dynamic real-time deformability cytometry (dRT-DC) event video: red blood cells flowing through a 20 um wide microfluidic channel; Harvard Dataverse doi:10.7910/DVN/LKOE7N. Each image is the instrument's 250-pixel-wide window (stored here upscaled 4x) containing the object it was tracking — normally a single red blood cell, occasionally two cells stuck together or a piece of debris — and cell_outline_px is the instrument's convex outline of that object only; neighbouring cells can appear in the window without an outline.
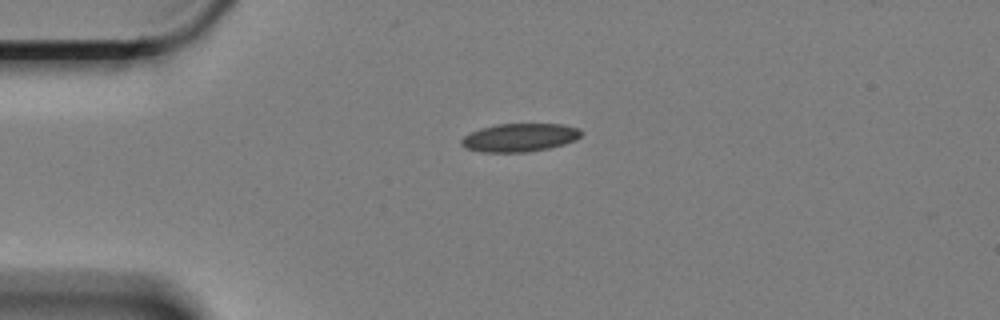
{"species": "Egyptian fruit bat (a non-hibernating species)", "species_latin": "Rousettus aegyptiacus", "temperature_condition": "cold", "stored_images_in_passage": 38, "camera_frame_rate_fps": 3000, "um_per_image_px": 0.085, "animal": {"sex": "female"}, "frame": {"image": 1, "passage_image": 1, "time_ms": 0.0, "image_size_px": [1000, 320], "cell_outline_px": [[584, 132], [576, 140], [564, 144], [548, 148], [528, 152], [480, 152], [464, 148], [460, 144], [460, 140], [464, 136], [480, 128], [496, 124], [564, 124], [580, 128]], "centroid_in_image_um": [44.18, 11.69], "position_along_channel_um": 40.8, "area_um2": 19.94}}
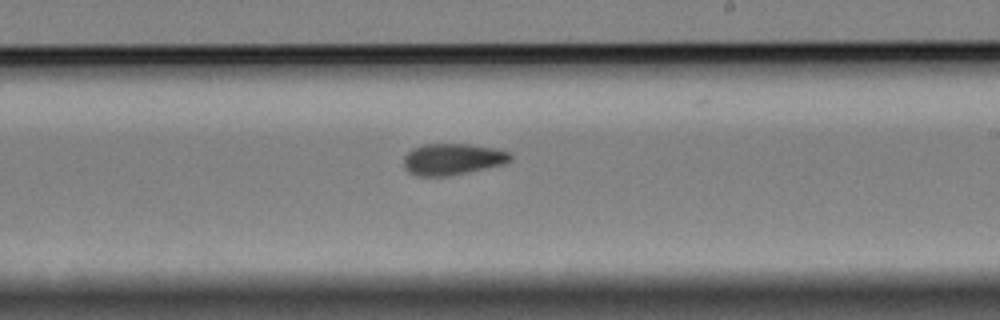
{"frame": {"image": 2, "passage_image": 22, "time_ms": 7.0, "image_size_px": [1000, 320], "cell_outline_px": [[512, 160], [504, 164], [444, 176], [420, 176], [404, 168], [404, 156], [412, 148], [424, 144], [468, 144], [496, 148], [508, 152], [512, 156]], "centroid_in_image_um": [38.47, 13.51], "position_along_channel_um": 250.5, "area_um2": 19.25}}
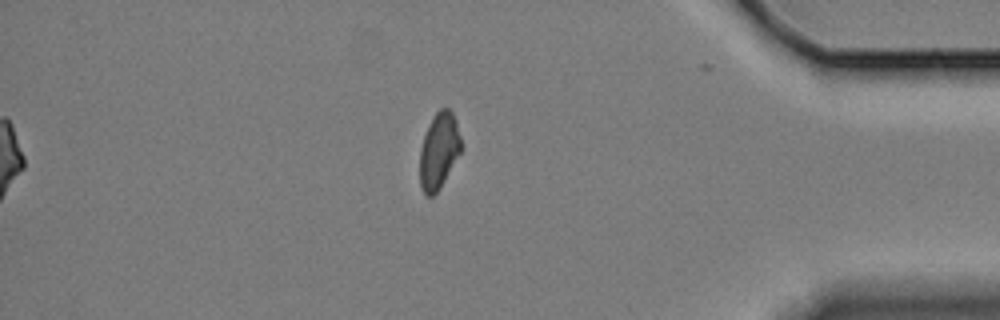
{"frame": {"image": 3, "passage_image": 38, "time_ms": 12.333, "image_size_px": [1000, 320], "cell_outline_px": [[460, 152], [440, 188], [432, 196], [428, 196], [424, 192], [420, 184], [420, 148], [424, 136], [436, 112], [440, 108], [448, 108], [452, 112], [460, 136]], "centroid_in_image_um": [37.29, 12.83], "position_along_channel_um": 397.9, "area_um2": 17.74}, "authors_computed_cell_mechanics": {"area_um2": 19.7387, "velocity_mm_per_s": 3.3477, "shape_relaxation_time_tau1_ms": null, "shape_relaxation_time_tau2_ms": 4.0198, "deformation_change_tau1": null, "deformation_change_tau2": 0.085}}